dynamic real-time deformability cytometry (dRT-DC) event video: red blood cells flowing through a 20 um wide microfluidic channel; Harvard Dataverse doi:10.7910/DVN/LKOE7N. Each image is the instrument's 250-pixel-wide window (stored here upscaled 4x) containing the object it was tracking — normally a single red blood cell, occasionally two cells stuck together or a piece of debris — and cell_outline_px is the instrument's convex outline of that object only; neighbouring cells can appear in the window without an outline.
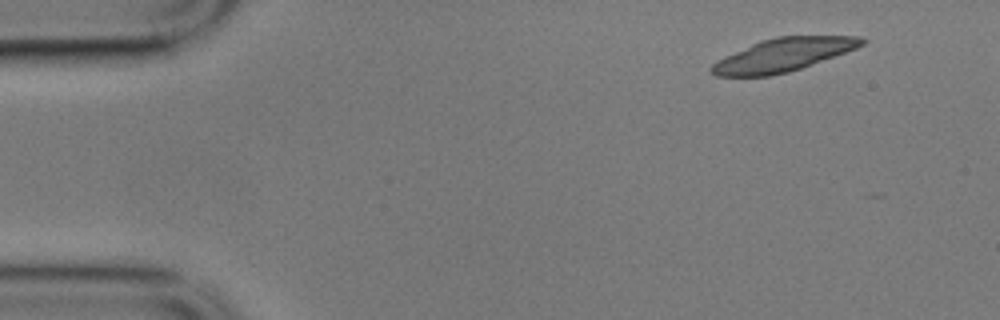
{"species": "common noctule bat (a hibernating species)", "species_latin": "Nyctalus noctula", "temperature_condition": "cold", "stored_images_in_passage": 4, "camera_frame_rate_fps": 3000, "um_per_image_px": 0.085, "animal": {"sex": "male", "body_mass_g": 17.9}, "frame": {"image": 1, "passage_image": 1, "time_ms": 0.0, "image_size_px": [1000, 320], "cell_outline_px": [[868, 40], [864, 44], [856, 48], [812, 64], [788, 72], [768, 76], [716, 76], [708, 68], [716, 60], [724, 56], [760, 40], [776, 36], [860, 36]], "centroid_in_image_um": [66.54, 4.66], "position_along_channel_um": 18.5, "area_um2": 28.9}}